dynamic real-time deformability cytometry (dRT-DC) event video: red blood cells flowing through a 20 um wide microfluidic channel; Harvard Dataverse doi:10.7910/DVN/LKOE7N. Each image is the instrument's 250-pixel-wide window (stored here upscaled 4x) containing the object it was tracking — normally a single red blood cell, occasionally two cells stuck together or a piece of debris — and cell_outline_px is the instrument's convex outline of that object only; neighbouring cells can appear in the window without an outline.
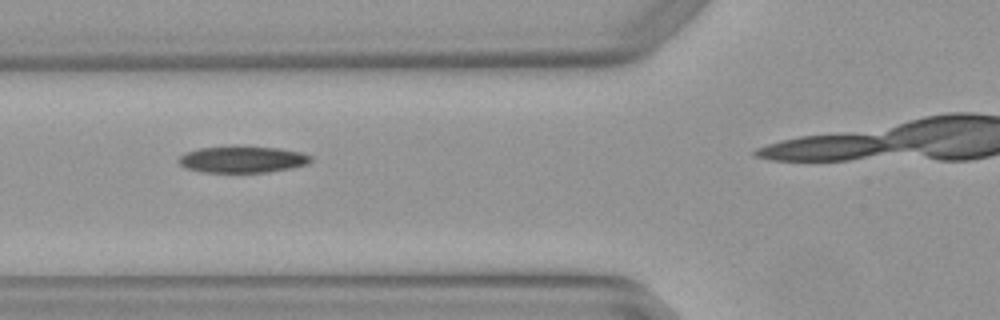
{"species": "Egyptian fruit bat (a non-hibernating species)", "species_latin": "Rousettus aegyptiacus", "temperature_condition": "warm", "stored_images_in_passage": 7, "camera_frame_rate_fps": 3000, "um_per_image_px": 0.085, "animal": {"sex": "female"}, "frame": {"image": 1, "passage_image": 4, "time_ms": 1.0, "image_size_px": [1000, 320], "cell_outline_px": [[312, 160], [308, 164], [292, 168], [268, 172], [204, 172], [184, 168], [176, 160], [184, 152], [200, 148], [280, 148], [300, 152], [312, 156]], "centroid_in_image_um": [20.61, 13.58], "position_along_channel_um": 105.2, "area_um2": 20.0}}
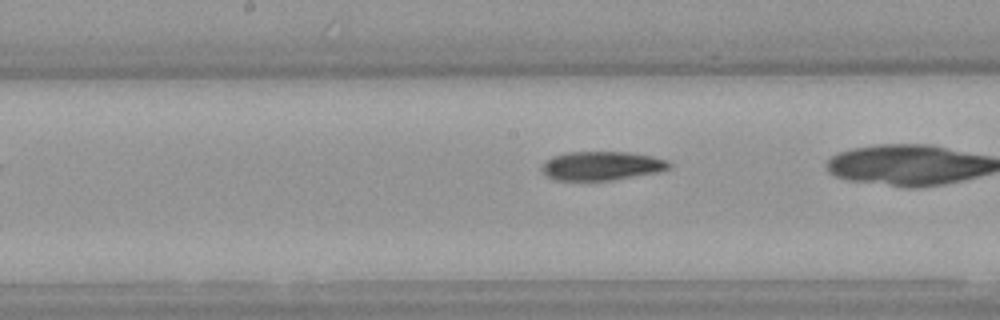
{"frame": {"image": 2, "passage_image": 7, "time_ms": 2.0, "image_size_px": [1000, 320], "cell_outline_px": [[672, 168], [660, 172], [612, 180], [556, 180], [548, 176], [540, 168], [552, 156], [568, 152], [628, 152], [652, 156], [668, 160], [672, 164]], "centroid_in_image_um": [51.21, 14.09], "position_along_channel_um": 197.0, "area_um2": 21.44}}